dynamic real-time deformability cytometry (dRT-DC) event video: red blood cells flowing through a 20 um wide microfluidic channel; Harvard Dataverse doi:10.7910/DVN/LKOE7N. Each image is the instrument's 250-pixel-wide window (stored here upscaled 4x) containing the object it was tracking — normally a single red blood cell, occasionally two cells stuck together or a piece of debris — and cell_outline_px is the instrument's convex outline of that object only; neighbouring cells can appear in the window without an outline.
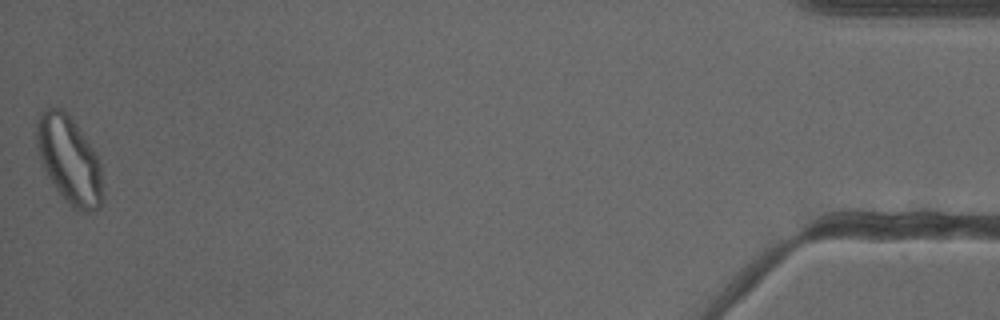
{"species": "common noctule bat (a hibernating species)", "species_latin": "Nyctalus noctula", "temperature_condition": "cold", "stored_images_in_passage": 49, "camera_frame_rate_fps": 3000, "um_per_image_px": 0.085, "animal": {"sex": "female"}, "frame": {"image": 1, "passage_image": 49, "time_ms": 16.0, "image_size_px": [1000, 320], "cell_outline_px": [[100, 208], [92, 212], [80, 212], [72, 208], [68, 204], [56, 188], [48, 176], [40, 160], [36, 144], [36, 128], [40, 112], [44, 108], [64, 108], [96, 152], [100, 164]], "centroid_in_image_um": [5.85, 13.57], "position_along_channel_um": 429.3, "area_um2": 33.35}, "authors_computed_cell_mechanics": {"area_um2": 29.3046, "velocity_mm_per_s": 3.8299, "shape_relaxation_time_tau1_ms": null, "shape_relaxation_time_tau2_ms": 1.9145, "deformation_change_tau1": null, "deformation_change_tau2": 0.0788}}